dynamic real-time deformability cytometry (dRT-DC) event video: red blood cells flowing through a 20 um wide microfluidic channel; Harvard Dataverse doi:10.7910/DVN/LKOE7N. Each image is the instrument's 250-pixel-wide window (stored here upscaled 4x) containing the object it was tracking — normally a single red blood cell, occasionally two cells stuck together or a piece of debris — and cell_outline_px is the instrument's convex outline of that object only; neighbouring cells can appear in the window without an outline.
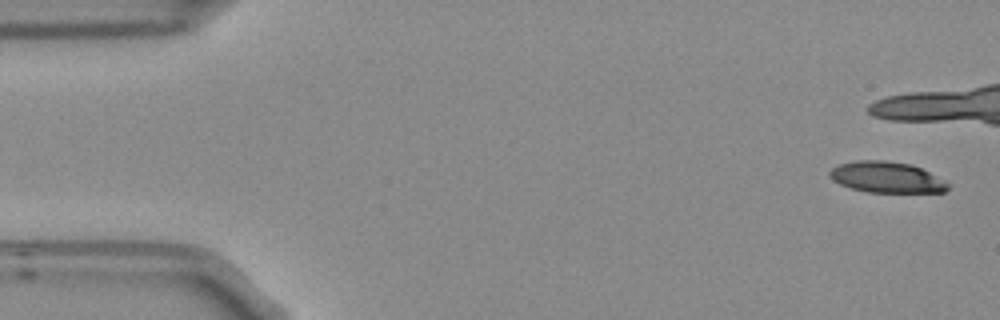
{"species": "Egyptian fruit bat (a non-hibernating species)", "species_latin": "Rousettus aegyptiacus", "temperature_condition": "room temperature", "stored_images_in_passage": 4, "camera_frame_rate_fps": 3000, "um_per_image_px": 0.085, "frame": {"image": 1, "passage_image": 1, "time_ms": 0.0, "image_size_px": [1000, 320], "cell_outline_px": [[952, 184], [944, 192], [868, 192], [852, 188], [840, 184], [832, 180], [828, 176], [828, 172], [832, 168], [840, 164], [856, 160], [884, 160], [912, 164]], "centroid_in_image_um": [75.35, 15.06], "position_along_channel_um": 9.6, "area_um2": 21.39}}